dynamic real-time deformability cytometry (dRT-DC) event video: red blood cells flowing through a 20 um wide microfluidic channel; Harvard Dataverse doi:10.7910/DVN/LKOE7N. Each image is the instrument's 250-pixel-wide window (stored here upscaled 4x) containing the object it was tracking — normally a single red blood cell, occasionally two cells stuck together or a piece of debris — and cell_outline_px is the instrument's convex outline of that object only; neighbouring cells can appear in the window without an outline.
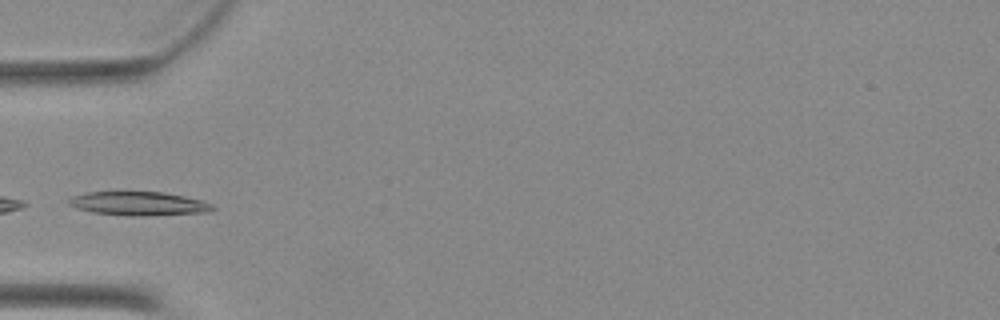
{"species": "Egyptian fruit bat (a non-hibernating species)", "species_latin": "Rousettus aegyptiacus", "temperature_condition": "warm", "stored_images_in_passage": 29, "camera_frame_rate_fps": 3000, "um_per_image_px": 0.085, "animal": {"sex": "female"}, "frame": {"image": 1, "passage_image": 1, "time_ms": 0.0, "image_size_px": [1000, 320], "cell_outline_px": [[216, 208], [208, 212], [148, 216], [144, 216], [92, 212], [76, 208], [68, 204], [68, 200], [72, 196], [84, 192], [120, 188], [164, 192], [184, 196], [200, 200], [212, 204]], "centroid_in_image_um": [11.72, 17.24], "position_along_channel_um": 73.3, "area_um2": 20.98}}
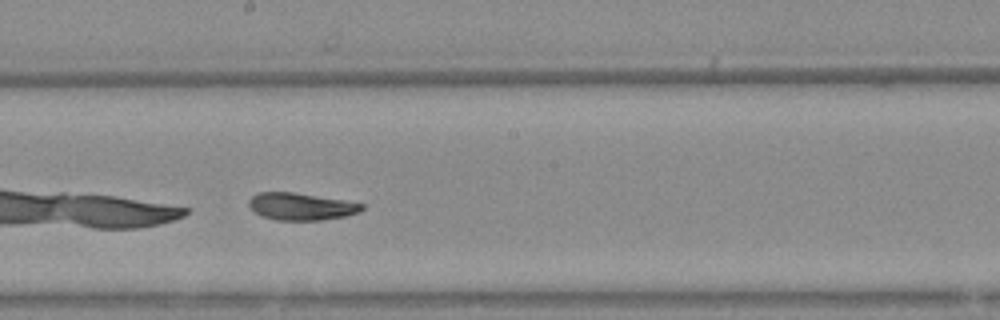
{"frame": {"image": 2, "passage_image": 12, "time_ms": 3.667, "image_size_px": [1000, 320], "cell_outline_px": [[364, 208], [360, 212], [344, 216], [320, 220], [276, 220], [264, 216], [256, 212], [248, 204], [248, 200], [256, 192], [292, 192], [344, 200], [364, 204]], "centroid_in_image_um": [25.59, 17.54], "position_along_channel_um": 222.6, "area_um2": 17.74}}
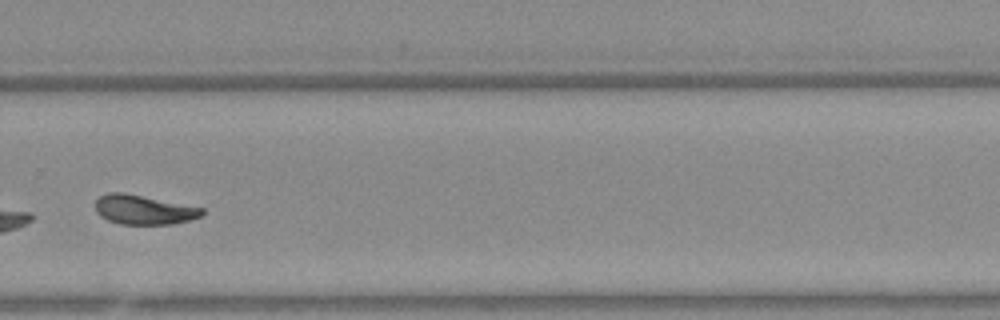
{"frame": {"image": 3, "passage_image": 19, "time_ms": 6.0, "image_size_px": [1000, 320], "cell_outline_px": [[204, 212], [200, 216], [192, 220], [172, 224], [120, 224], [108, 220], [100, 216], [96, 212], [96, 200], [100, 196], [108, 192], [124, 192], [204, 208]], "centroid_in_image_um": [12.21, 17.82], "position_along_channel_um": 317.6, "area_um2": 18.32}}